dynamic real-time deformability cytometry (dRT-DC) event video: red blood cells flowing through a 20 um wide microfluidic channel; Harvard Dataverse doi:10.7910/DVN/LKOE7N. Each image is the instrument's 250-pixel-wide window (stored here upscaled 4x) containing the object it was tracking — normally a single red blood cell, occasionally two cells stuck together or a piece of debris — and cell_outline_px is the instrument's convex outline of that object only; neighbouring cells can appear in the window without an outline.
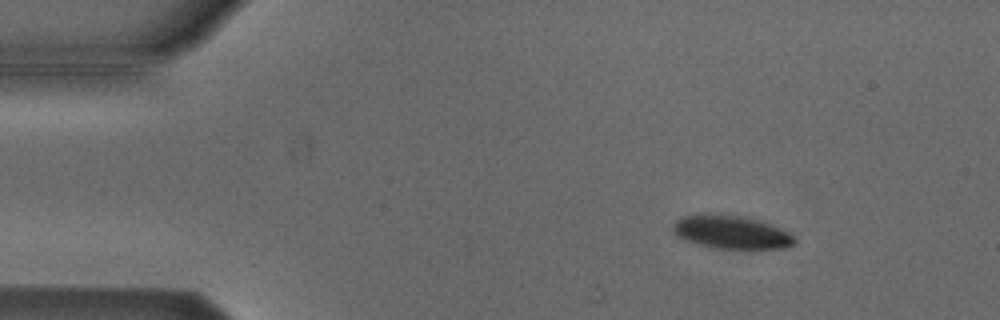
{"species": "Egyptian fruit bat (a non-hibernating species)", "species_latin": "Rousettus aegyptiacus", "temperature_condition": "cold", "stored_images_in_passage": 53, "camera_frame_rate_fps": 3000, "um_per_image_px": 0.085, "animal": {"sex": "male"}, "frame": {"image": 1, "passage_image": 7, "time_ms": 2.0, "image_size_px": [1000, 320], "cell_outline_px": [[796, 244], [784, 248], [716, 248], [684, 240], [676, 236], [672, 232], [672, 224], [680, 216], [708, 212], [748, 216], [780, 228], [788, 232], [796, 240]], "centroid_in_image_um": [62.1, 19.69], "position_along_channel_um": 22.9, "area_um2": 23.99}}
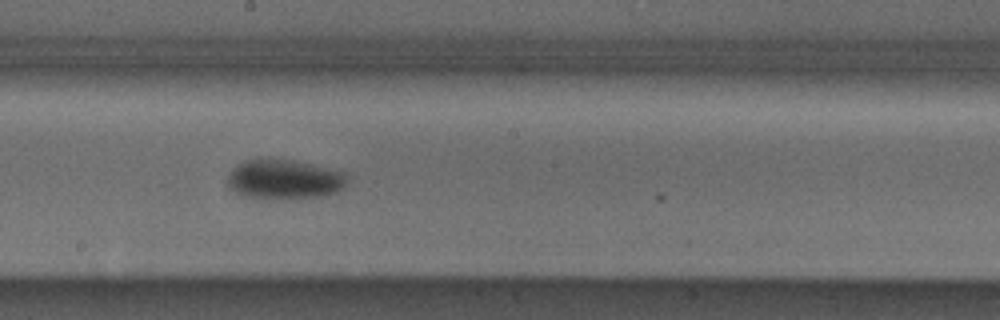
{"frame": {"image": 2, "passage_image": 29, "time_ms": 9.333, "image_size_px": [1000, 320], "cell_outline_px": [[348, 184], [344, 188], [336, 192], [316, 196], [244, 196], [236, 192], [228, 184], [228, 176], [240, 164], [248, 160], [260, 156], [292, 160], [348, 172]], "centroid_in_image_um": [24.24, 15.17], "position_along_channel_um": 224.0, "area_um2": 26.93}}
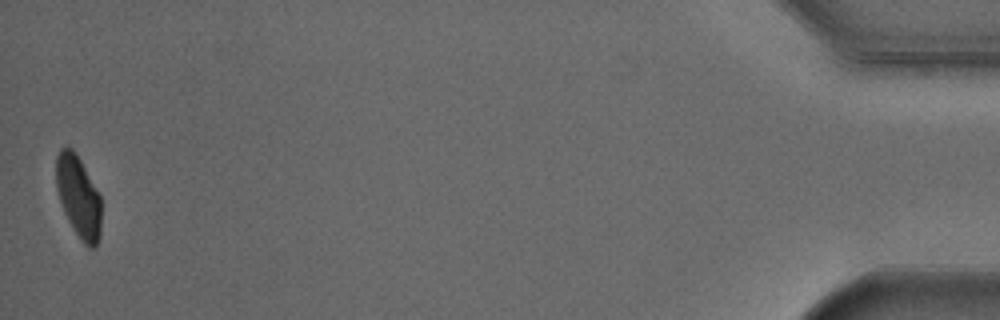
{"frame": {"image": 3, "passage_image": 53, "time_ms": 17.333, "image_size_px": [1000, 320], "cell_outline_px": [[100, 236], [96, 248], [88, 248], [80, 240], [72, 228], [64, 212], [56, 188], [56, 156], [60, 148], [72, 148], [80, 160], [100, 196]], "centroid_in_image_um": [6.66, 16.76], "position_along_channel_um": 428.5, "area_um2": 21.39}, "authors_computed_cell_mechanics": {"area_um2": 25.0852, "velocity_mm_per_s": 3.7907, "shape_relaxation_time_tau1_ms": 4.1086, "shape_relaxation_time_tau2_ms": null, "deformation_change_tau1": 0.1089, "deformation_change_tau2": null}}